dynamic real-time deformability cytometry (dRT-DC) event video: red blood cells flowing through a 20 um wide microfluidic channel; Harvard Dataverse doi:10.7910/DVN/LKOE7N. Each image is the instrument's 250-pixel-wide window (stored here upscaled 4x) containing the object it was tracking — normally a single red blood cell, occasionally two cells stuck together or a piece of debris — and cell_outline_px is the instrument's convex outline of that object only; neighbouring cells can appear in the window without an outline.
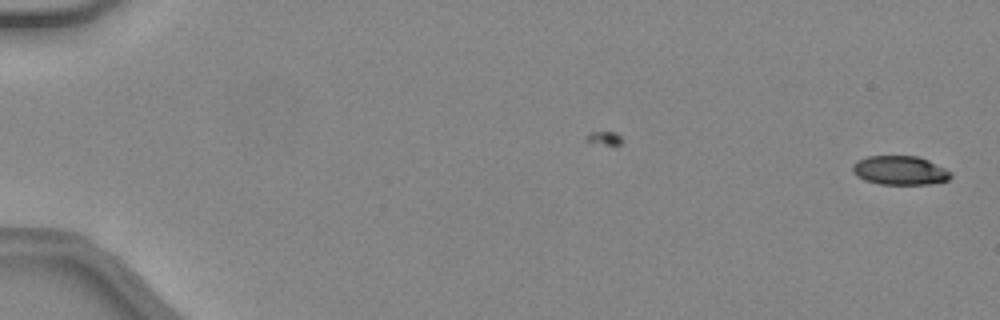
{"species": "common noctule bat (a hibernating species)", "species_latin": "Nyctalus noctula", "temperature_condition": "warm", "stored_images_in_passage": 10, "camera_frame_rate_fps": 3000, "um_per_image_px": 0.085, "animal": {"sex": "female", "body_mass_g": 24.6, "forearm_length_mm": 56.2}, "frame": {"image": 1, "passage_image": 1, "time_ms": 0.0, "image_size_px": [1000, 320], "cell_outline_px": [[948, 180], [924, 184], [884, 184], [868, 180], [860, 176], [852, 168], [860, 160], [872, 156], [912, 156], [924, 160], [948, 172]], "centroid_in_image_um": [76.46, 14.49], "position_along_channel_um": 8.5, "area_um2": 15.26}}